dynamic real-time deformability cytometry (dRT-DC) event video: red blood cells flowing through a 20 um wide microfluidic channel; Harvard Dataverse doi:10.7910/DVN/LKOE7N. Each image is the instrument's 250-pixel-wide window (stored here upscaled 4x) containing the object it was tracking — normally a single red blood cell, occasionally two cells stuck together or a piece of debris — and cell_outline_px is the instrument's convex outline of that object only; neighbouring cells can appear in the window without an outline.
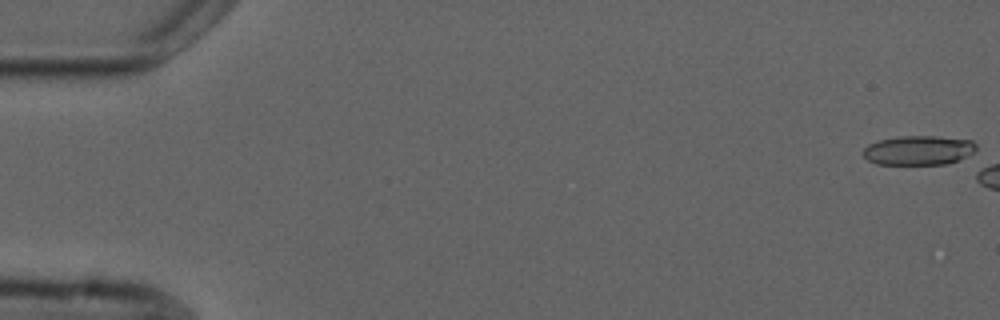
{"species": "common noctule bat (a hibernating species)", "species_latin": "Nyctalus noctula", "temperature_condition": "cold", "stored_images_in_passage": 6, "camera_frame_rate_fps": 3000, "um_per_image_px": 0.085, "animal": {"sex": "male", "forearm_length_mm": 52.5}, "frame": {"image": 1, "passage_image": 1, "time_ms": 0.0, "image_size_px": [1000, 320], "cell_outline_px": [[976, 148], [972, 152], [956, 160], [944, 164], [876, 164], [868, 160], [860, 152], [868, 144], [880, 140], [900, 136], [936, 136], [972, 140], [976, 144]], "centroid_in_image_um": [78.02, 12.76], "position_along_channel_um": 7.0, "area_um2": 19.19}}
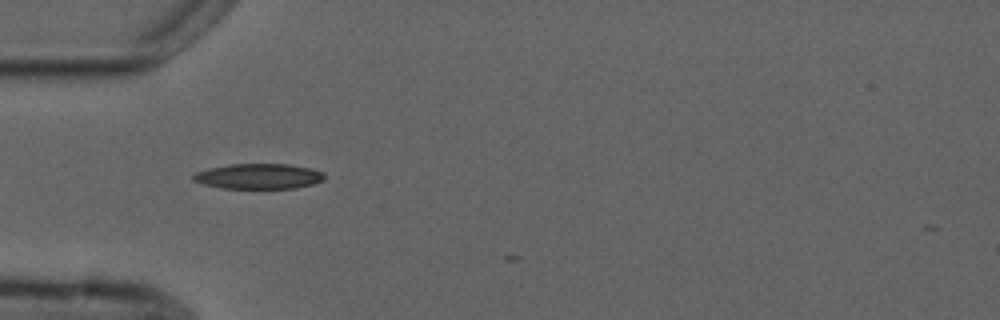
{"frame": {"image": 2, "passage_image": 5, "time_ms": 7.0, "image_size_px": [1000, 320], "cell_outline_px": [[324, 180], [312, 184], [296, 188], [220, 188], [204, 184], [192, 180], [192, 176], [196, 172], [208, 168], [228, 164], [288, 164], [308, 168], [324, 172]], "centroid_in_image_um": [21.96, 14.98], "position_along_channel_um": 63.0, "area_um2": 19.31}}
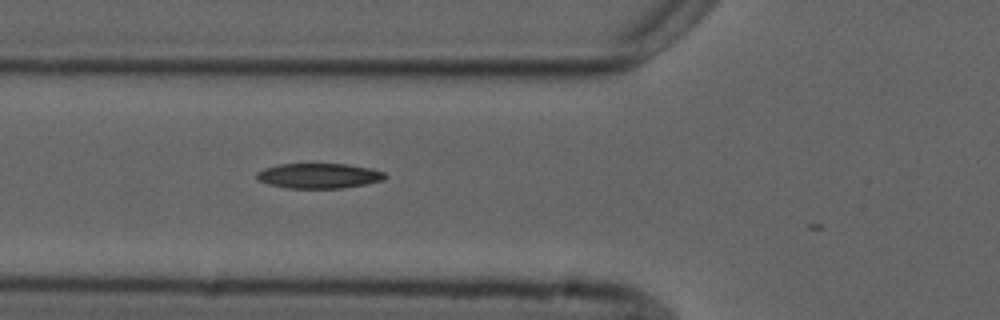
{"frame": {"image": 3, "passage_image": 6, "time_ms": 8.0, "image_size_px": [1000, 320], "cell_outline_px": [[388, 176], [384, 180], [364, 184], [340, 188], [288, 188], [268, 184], [260, 180], [256, 176], [256, 172], [264, 168], [280, 164], [348, 164], [368, 168], [384, 172]], "centroid_in_image_um": [27.1, 14.94], "position_along_channel_um": 98.7, "area_um2": 18.61}}